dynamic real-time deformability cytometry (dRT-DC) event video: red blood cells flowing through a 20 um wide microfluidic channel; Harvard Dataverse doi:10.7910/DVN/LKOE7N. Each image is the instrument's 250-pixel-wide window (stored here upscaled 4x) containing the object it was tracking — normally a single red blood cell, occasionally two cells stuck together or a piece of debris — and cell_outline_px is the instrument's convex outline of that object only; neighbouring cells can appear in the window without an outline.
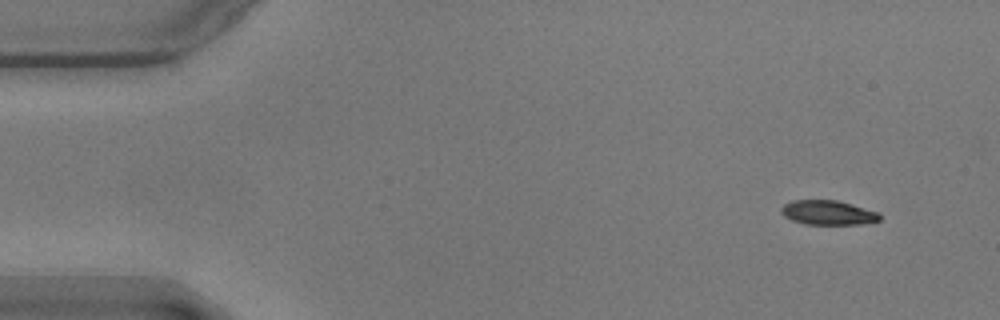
{"species": "common noctule bat (a hibernating species)", "species_latin": "Nyctalus noctula", "temperature_condition": "warm", "stored_images_in_passage": 54, "segment_of_instrument_passage": [1, 2], "camera_frame_rate_fps": 3000, "um_per_image_px": 0.085, "animal": {"sex": "male", "body_mass_g": 17.9}, "frame": {"image": 1, "passage_image": 1, "time_ms": 0.0, "image_size_px": [1000, 320], "cell_outline_px": [[880, 220], [860, 224], [808, 224], [792, 220], [784, 216], [780, 212], [780, 208], [784, 204], [792, 200], [836, 200], [852, 204], [880, 212]], "centroid_in_image_um": [70.38, 18.06], "position_along_channel_um": 14.6, "area_um2": 14.05}}
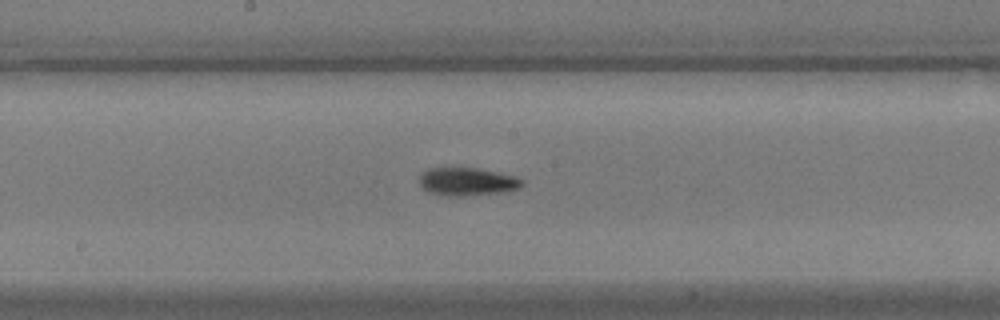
{"frame": {"image": 2, "passage_image": 26, "time_ms": 8.333, "image_size_px": [1000, 320], "cell_outline_px": [[524, 184], [520, 188], [508, 192], [464, 196], [448, 196], [428, 192], [420, 184], [420, 172], [428, 168], [476, 168], [516, 176], [524, 180]], "centroid_in_image_um": [39.75, 15.45], "position_along_channel_um": 208.5, "area_um2": 16.99}}
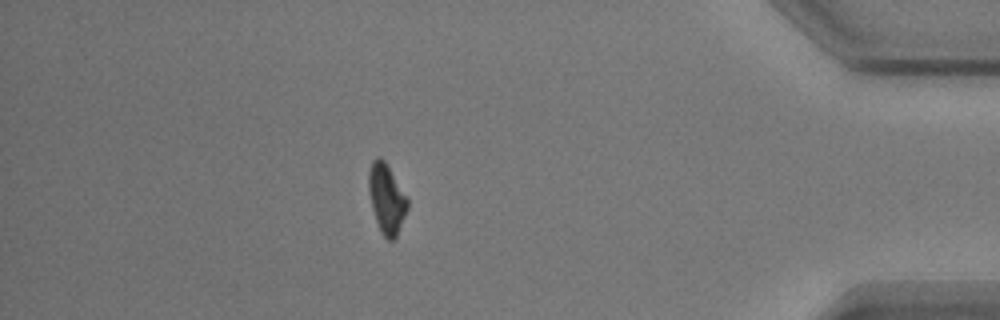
{"frame": {"image": 3, "passage_image": 46, "time_ms": 15.0, "image_size_px": [1000, 320], "cell_outline_px": [[408, 208], [396, 236], [392, 240], [388, 240], [380, 232], [372, 208], [368, 192], [368, 172], [372, 160], [376, 156], [380, 156], [384, 160], [408, 200]], "centroid_in_image_um": [32.82, 16.87], "position_along_channel_um": 402.4, "area_um2": 15.55}}